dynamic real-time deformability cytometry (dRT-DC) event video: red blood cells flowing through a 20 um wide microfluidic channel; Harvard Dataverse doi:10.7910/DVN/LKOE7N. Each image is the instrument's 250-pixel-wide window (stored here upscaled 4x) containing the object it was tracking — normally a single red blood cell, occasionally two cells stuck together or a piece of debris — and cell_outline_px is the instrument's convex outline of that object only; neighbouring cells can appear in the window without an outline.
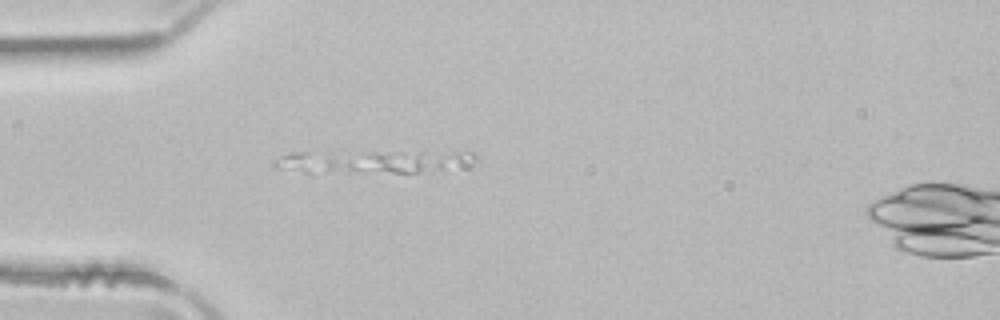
{"species": "common noctule bat (a hibernating species)", "species_latin": "Nyctalus noctula", "temperature_condition": "room temperature", "stored_images_in_passage": 3, "camera_frame_rate_fps": 3000, "um_per_image_px": 0.085, "animal": {"sex": "male", "body_mass_g": 21.5, "forearm_length_mm": 52.0}, "frame": {"image": 1, "passage_image": 1, "time_ms": 0.0, "image_size_px": [1000, 320], "cell_outline_px": [[476, 160], [444, 168], [416, 172], [392, 172], [328, 168], [328, 160], [372, 152], [476, 152]], "centroid_in_image_um": [34.16, 13.71], "position_along_channel_um": 50.8, "area_um2": 16.94}}